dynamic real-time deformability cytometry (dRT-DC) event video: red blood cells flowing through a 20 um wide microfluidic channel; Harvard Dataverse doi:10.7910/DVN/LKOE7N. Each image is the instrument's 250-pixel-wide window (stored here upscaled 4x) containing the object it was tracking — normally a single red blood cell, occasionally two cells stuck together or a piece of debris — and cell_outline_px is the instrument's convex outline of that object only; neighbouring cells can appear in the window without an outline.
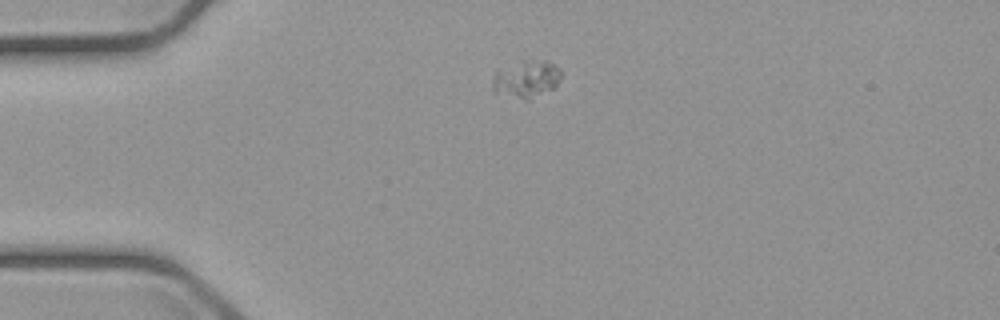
{"species": "common noctule bat (a hibernating species)", "species_latin": "Nyctalus noctula", "temperature_condition": "cold", "stored_images_in_passage": 3, "camera_frame_rate_fps": 3000, "um_per_image_px": 0.085, "animal": {"sex": "male", "body_mass_g": 23.1, "forearm_length_mm": 52.7}, "frame": {"image": 1, "passage_image": 1, "time_ms": 0.0, "image_size_px": [1000, 320], "cell_outline_px": [[560, 80], [552, 88], [528, 100], [524, 100], [496, 92], [492, 88], [492, 76], [500, 68], [524, 60], [548, 60], [560, 68]], "centroid_in_image_um": [44.72, 6.7], "position_along_channel_um": 40.3, "area_um2": 14.85}}
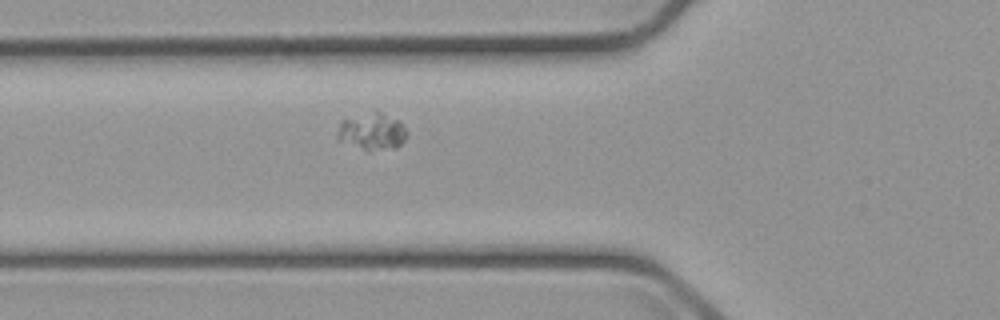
{"frame": {"image": 2, "passage_image": 3, "time_ms": 2.333, "image_size_px": [1000, 320], "cell_outline_px": [[404, 140], [396, 148], [368, 152], [340, 140], [336, 136], [336, 132], [340, 120], [376, 112], [384, 112], [400, 120], [404, 128]], "centroid_in_image_um": [31.6, 11.2], "position_along_channel_um": 94.2, "area_um2": 14.91}}